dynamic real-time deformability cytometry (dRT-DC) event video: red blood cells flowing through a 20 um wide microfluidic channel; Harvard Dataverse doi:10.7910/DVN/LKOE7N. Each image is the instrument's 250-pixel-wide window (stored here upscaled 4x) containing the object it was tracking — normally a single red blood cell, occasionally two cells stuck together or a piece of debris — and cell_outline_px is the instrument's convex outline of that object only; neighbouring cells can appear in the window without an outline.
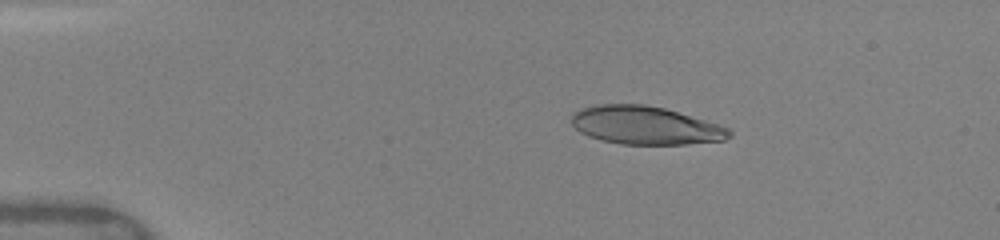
{"species": "human", "species_latin": "Homo sapiens", "temperature_condition": "warm", "stored_images_in_passage": 36, "camera_frame_rate_fps": 3000, "um_per_image_px": 0.085, "donor": {"sex": "female"}, "frame": {"image": 1, "passage_image": 8, "time_ms": 2.667, "image_size_px": [1000, 240], "cell_outline_px": [[732, 136], [724, 140], [688, 144], [620, 144], [600, 140], [588, 136], [580, 132], [572, 124], [572, 112], [580, 108], [600, 104], [644, 104], [664, 108], [704, 120], [728, 128], [732, 132]], "centroid_in_image_um": [54.82, 10.66], "position_along_channel_um": 30.2, "area_um2": 35.03}}
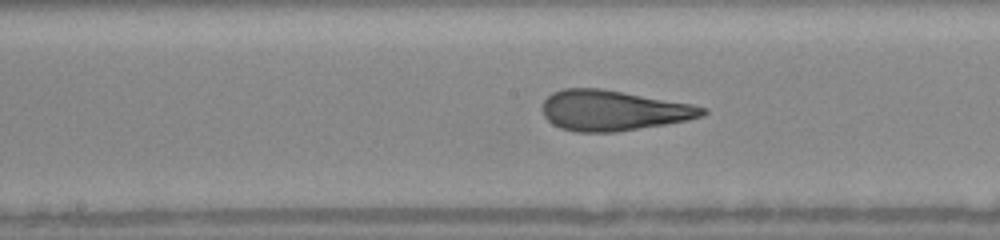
{"frame": {"image": 2, "passage_image": 22, "time_ms": 8.333, "image_size_px": [1000, 240], "cell_outline_px": [[708, 112], [704, 116], [688, 120], [616, 132], [576, 132], [560, 128], [552, 124], [544, 116], [544, 100], [552, 92], [564, 88], [600, 88], [692, 104], [708, 108]], "centroid_in_image_um": [52.13, 9.39], "position_along_channel_um": 196.1, "area_um2": 37.57}}
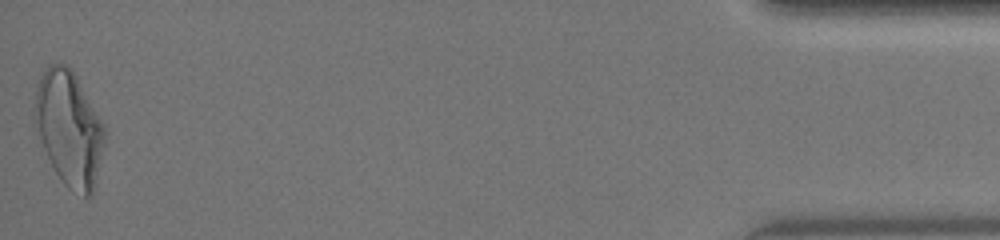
{"frame": {"image": 3, "passage_image": 36, "time_ms": 16.0, "image_size_px": [1000, 240], "cell_outline_px": [[104, 144], [92, 196], [84, 196], [68, 188], [64, 184], [56, 172], [44, 148], [40, 136], [36, 120], [36, 88], [44, 68], [48, 64], [68, 64], [72, 68], [104, 124]], "centroid_in_image_um": [5.9, 10.88], "position_along_channel_um": 429.3, "area_um2": 45.84}, "authors_computed_cell_mechanics": {"area_um2": 37.1943, "velocity_mm_per_s": 4.1008, "shape_relaxation_time_tau1_ms": 4.6541, "shape_relaxation_time_tau2_ms": 0.9391, "deformation_change_tau1": 0.2314, "deformation_change_tau2": 0.1123}}